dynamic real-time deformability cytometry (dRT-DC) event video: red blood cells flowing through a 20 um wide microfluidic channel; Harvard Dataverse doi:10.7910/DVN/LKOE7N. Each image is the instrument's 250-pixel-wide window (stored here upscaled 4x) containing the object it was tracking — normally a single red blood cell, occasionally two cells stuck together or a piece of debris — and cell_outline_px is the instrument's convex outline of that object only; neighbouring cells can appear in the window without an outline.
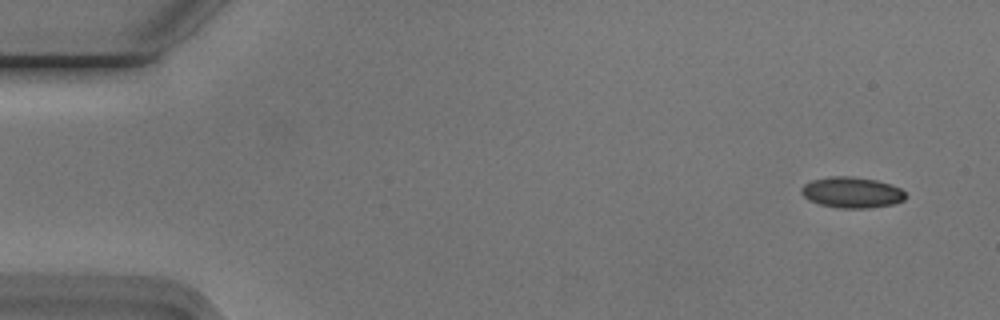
{"species": "Egyptian fruit bat (a non-hibernating species)", "species_latin": "Rousettus aegyptiacus", "temperature_condition": "cold", "stored_images_in_passage": 52, "camera_frame_rate_fps": 3000, "um_per_image_px": 0.085, "animal": {"sex": "male"}, "frame": {"image": 1, "passage_image": 1, "time_ms": 0.0, "image_size_px": [1000, 320], "cell_outline_px": [[908, 196], [904, 200], [896, 204], [868, 208], [840, 208], [820, 204], [808, 200], [800, 192], [800, 188], [804, 184], [812, 180], [828, 176], [852, 176], [876, 180], [892, 184], [900, 188]], "centroid_in_image_um": [72.42, 16.35], "position_along_channel_um": 12.6, "area_um2": 19.02}}
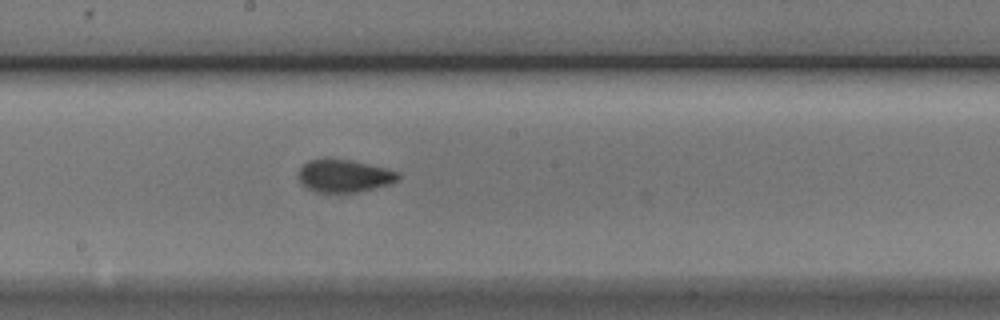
{"frame": {"image": 2, "passage_image": 27, "time_ms": 8.667, "image_size_px": [1000, 320], "cell_outline_px": [[400, 180], [392, 184], [376, 188], [356, 192], [316, 192], [308, 188], [296, 176], [300, 168], [308, 160], [348, 160], [388, 168], [400, 172]], "centroid_in_image_um": [29.32, 14.97], "position_along_channel_um": 218.9, "area_um2": 18.9}}
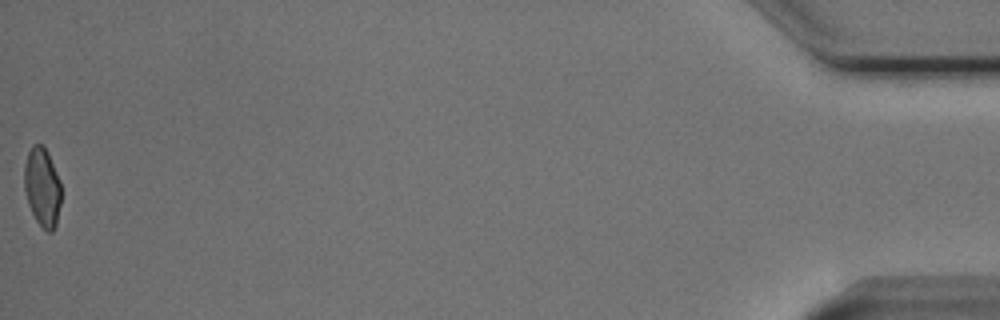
{"frame": {"image": 3, "passage_image": 52, "time_ms": 17.0, "image_size_px": [1000, 320], "cell_outline_px": [[60, 204], [56, 224], [52, 232], [48, 232], [36, 220], [28, 204], [24, 188], [24, 164], [28, 152], [32, 144], [44, 144], [48, 152], [60, 180]], "centroid_in_image_um": [3.58, 15.86], "position_along_channel_um": 431.6, "area_um2": 16.99}, "authors_computed_cell_mechanics": {"area_um2": 18.3515, "velocity_mm_per_s": 3.7743, "shape_relaxation_time_tau1_ms": 9.9567, "shape_relaxation_time_tau2_ms": 1.7603, "deformation_change_tau1": 0.1631, "deformation_change_tau2": 0.051}}